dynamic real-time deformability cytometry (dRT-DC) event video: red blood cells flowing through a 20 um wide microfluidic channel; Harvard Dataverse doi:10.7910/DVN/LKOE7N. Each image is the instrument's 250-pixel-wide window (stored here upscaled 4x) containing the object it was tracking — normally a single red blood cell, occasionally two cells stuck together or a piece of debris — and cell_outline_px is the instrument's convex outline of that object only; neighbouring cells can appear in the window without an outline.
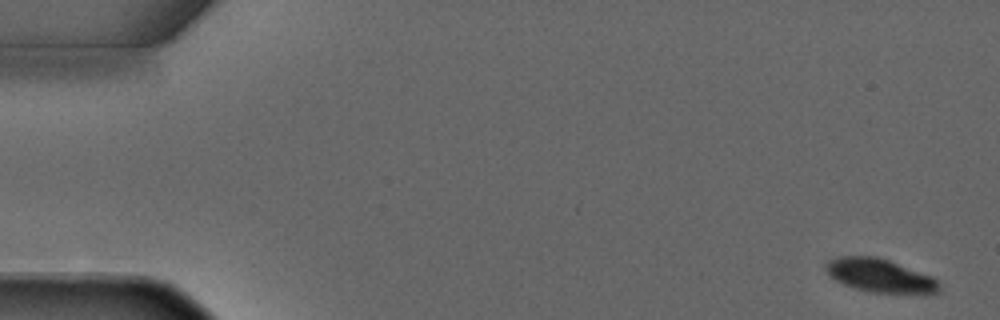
{"species": "common noctule bat (a hibernating species)", "species_latin": "Nyctalus noctula", "temperature_condition": "warm", "stored_images_in_passage": 5, "segment_of_instrument_passage": [1, 2], "camera_frame_rate_fps": 3000, "um_per_image_px": 0.085, "animal": {"sex": "male", "forearm_length_mm": 52.5}, "frame": {"image": 1, "passage_image": 1, "time_ms": 0.0, "image_size_px": [1000, 320], "cell_outline_px": [[940, 292], [872, 292], [856, 288], [844, 284], [828, 276], [824, 268], [824, 264], [828, 260], [840, 256], [876, 256], [888, 260], [932, 276], [940, 284]], "centroid_in_image_um": [74.72, 23.39], "position_along_channel_um": 10.3, "area_um2": 21.73}}
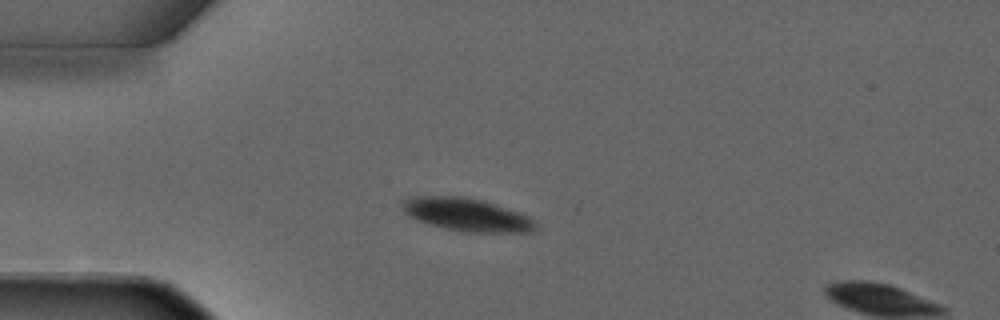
{"frame": {"image": 2, "passage_image": 4, "time_ms": 3.333, "image_size_px": [1000, 320], "cell_outline_px": [[536, 228], [532, 232], [468, 232], [444, 228], [420, 220], [404, 212], [400, 204], [400, 200], [412, 196], [460, 196], [480, 200], [528, 216], [532, 220]], "centroid_in_image_um": [39.61, 18.24], "position_along_channel_um": 45.4, "area_um2": 24.97}}